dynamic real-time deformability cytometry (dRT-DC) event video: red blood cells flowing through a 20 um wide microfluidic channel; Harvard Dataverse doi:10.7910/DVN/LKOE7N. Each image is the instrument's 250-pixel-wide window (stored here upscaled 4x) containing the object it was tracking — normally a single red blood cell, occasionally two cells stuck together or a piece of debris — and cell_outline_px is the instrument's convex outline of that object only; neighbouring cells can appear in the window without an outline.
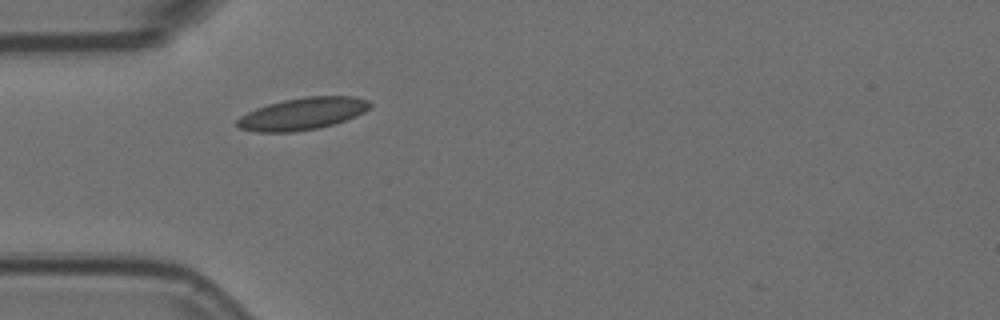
{"species": "Egyptian fruit bat (a non-hibernating species)", "species_latin": "Rousettus aegyptiacus", "temperature_condition": "room temperature", "stored_images_in_passage": 1, "camera_frame_rate_fps": 3000, "um_per_image_px": 0.085, "animal": {"sex": "female"}, "frame": {"image": 1, "passage_image": 1, "time_ms": 0.0, "image_size_px": [1000, 320], "cell_outline_px": [[372, 104], [364, 112], [356, 116], [320, 128], [292, 132], [256, 132], [240, 128], [236, 124], [236, 120], [240, 116], [256, 108], [268, 104], [284, 100], [308, 96], [356, 96], [368, 100]], "centroid_in_image_um": [25.71, 9.66], "position_along_channel_um": 59.3, "area_um2": 24.8}}